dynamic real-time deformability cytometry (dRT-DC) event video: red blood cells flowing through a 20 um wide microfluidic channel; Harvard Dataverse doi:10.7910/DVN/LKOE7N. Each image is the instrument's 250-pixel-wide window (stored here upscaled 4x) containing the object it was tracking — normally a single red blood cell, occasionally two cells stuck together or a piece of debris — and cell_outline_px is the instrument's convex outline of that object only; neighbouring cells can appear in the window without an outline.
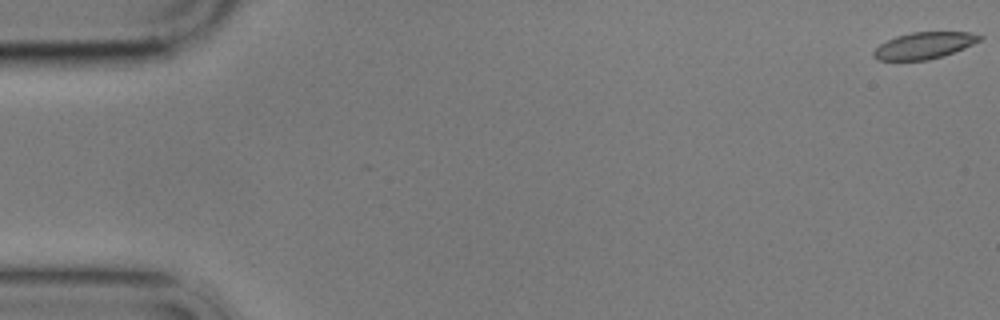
{"species": "common noctule bat (a hibernating species)", "species_latin": "Nyctalus noctula", "temperature_condition": "cold", "stored_images_in_passage": 6, "camera_frame_rate_fps": 3000, "um_per_image_px": 0.085, "animal": {"sex": "male", "body_mass_g": 17.9}, "frame": {"image": 1, "passage_image": 1, "time_ms": 0.0, "image_size_px": [1000, 320], "cell_outline_px": [[984, 36], [980, 40], [964, 48], [944, 56], [928, 60], [876, 60], [872, 56], [872, 52], [880, 44], [896, 36], [912, 32], [968, 32]], "centroid_in_image_um": [78.53, 3.87], "position_along_channel_um": 6.5, "area_um2": 16.42}}